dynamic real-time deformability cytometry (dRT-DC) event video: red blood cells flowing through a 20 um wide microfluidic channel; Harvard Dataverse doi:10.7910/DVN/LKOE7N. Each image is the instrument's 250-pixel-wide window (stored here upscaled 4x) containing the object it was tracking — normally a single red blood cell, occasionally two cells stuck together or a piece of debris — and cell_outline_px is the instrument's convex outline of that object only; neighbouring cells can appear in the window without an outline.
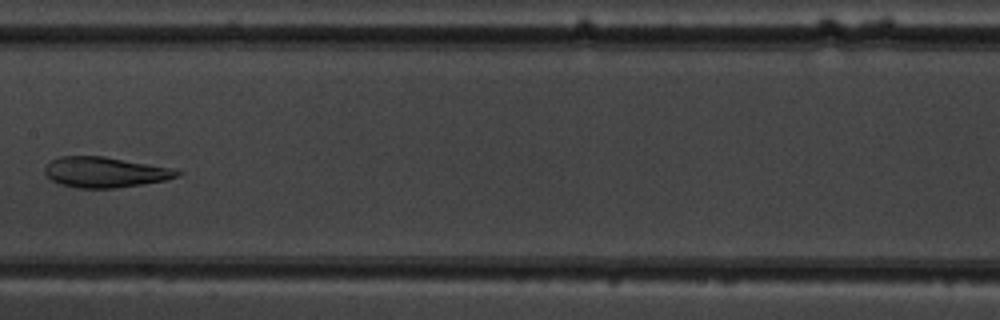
{"species": "common noctule bat (a hibernating species)", "species_latin": "Nyctalus noctula", "temperature_condition": "warm", "stored_images_in_passage": 8, "camera_frame_rate_fps": 3000, "um_per_image_px": 0.085, "animal": {"sex": "male", "body_mass_g": 19.5, "forearm_length_mm": 54.6}, "frame": {"image": 1, "passage_image": 7, "time_ms": 8.0, "image_size_px": [1000, 320], "cell_outline_px": [[184, 172], [180, 176], [164, 180], [116, 188], [76, 188], [60, 184], [52, 180], [44, 172], [44, 168], [52, 160], [60, 156], [104, 156], [172, 168]], "centroid_in_image_um": [8.93, 14.63], "position_along_channel_um": 198.5, "area_um2": 23.41}}
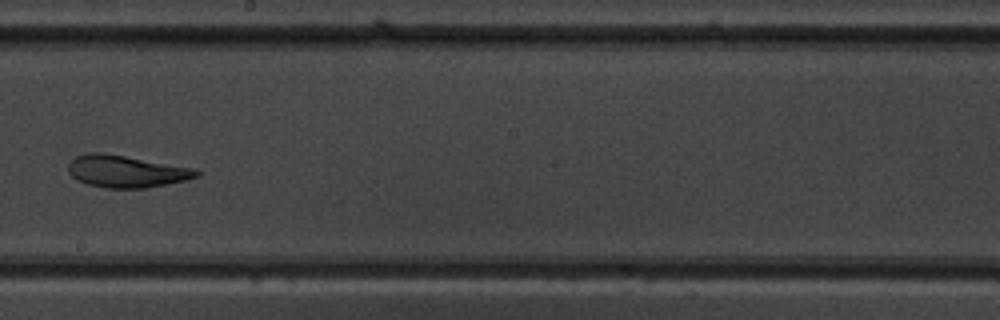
{"frame": {"image": 2, "passage_image": 8, "time_ms": 9.0, "image_size_px": [1000, 320], "cell_outline_px": [[200, 176], [184, 180], [144, 188], [104, 188], [88, 184], [76, 180], [68, 172], [68, 164], [76, 156], [88, 152], [100, 152], [196, 168], [200, 172]], "centroid_in_image_um": [10.71, 14.56], "position_along_channel_um": 237.5, "area_um2": 23.87}}